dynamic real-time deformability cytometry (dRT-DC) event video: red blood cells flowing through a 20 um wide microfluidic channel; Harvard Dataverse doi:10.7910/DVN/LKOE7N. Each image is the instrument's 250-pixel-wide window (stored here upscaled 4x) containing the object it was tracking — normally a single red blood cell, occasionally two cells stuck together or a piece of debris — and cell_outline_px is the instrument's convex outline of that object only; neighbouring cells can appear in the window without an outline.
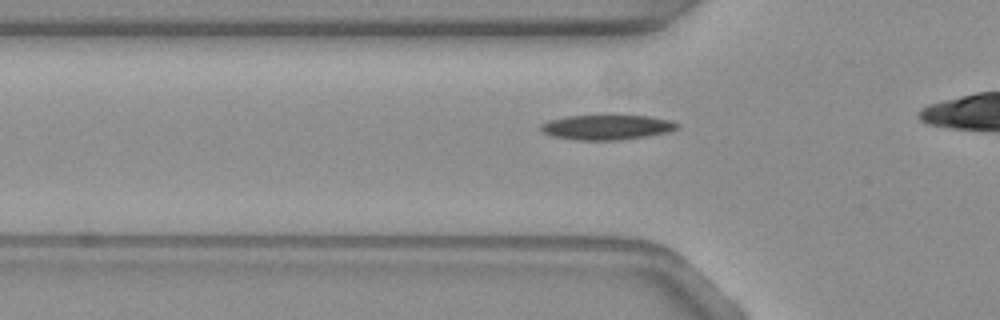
{"species": "common noctule bat (a hibernating species)", "species_latin": "Nyctalus noctula", "temperature_condition": "warm", "stored_images_in_passage": 29, "camera_frame_rate_fps": 3000, "um_per_image_px": 0.085, "animal": {"sex": "female", "body_mass_g": 19.3, "forearm_length_mm": 54.1}, "frame": {"image": 1, "passage_image": 2, "time_ms": 0.333, "image_size_px": [1000, 320], "cell_outline_px": [[680, 128], [668, 132], [620, 140], [576, 140], [552, 136], [544, 132], [540, 128], [540, 124], [548, 120], [568, 116], [604, 112], [612, 112], [648, 116], [672, 120], [680, 124]], "centroid_in_image_um": [51.6, 10.75], "position_along_channel_um": 74.2, "area_um2": 20.98}}
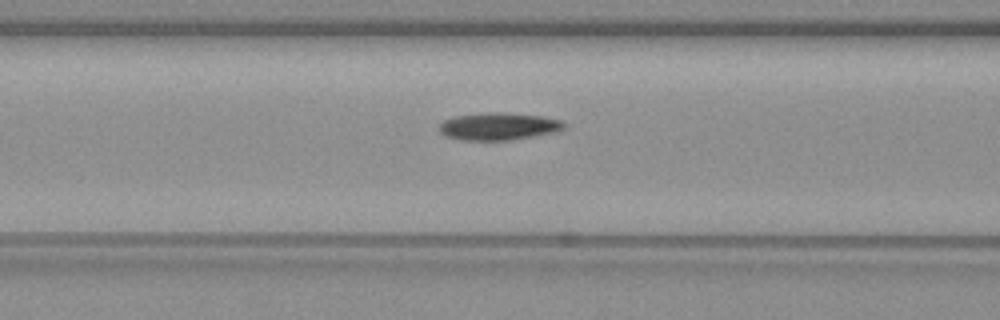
{"frame": {"image": 2, "passage_image": 6, "time_ms": 1.667, "image_size_px": [1000, 320], "cell_outline_px": [[564, 128], [556, 132], [508, 140], [460, 140], [444, 136], [440, 132], [440, 124], [444, 120], [456, 116], [492, 112], [500, 112], [544, 116], [560, 120], [564, 124]], "centroid_in_image_um": [42.36, 10.74], "position_along_channel_um": 124.2, "area_um2": 19.77}}
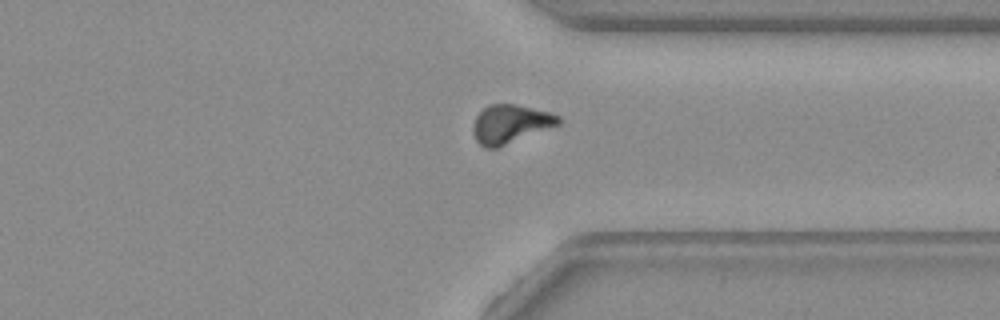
{"frame": {"image": 3, "passage_image": 26, "time_ms": 8.333, "image_size_px": [1000, 320], "cell_outline_px": [[560, 124], [496, 148], [484, 148], [476, 140], [472, 132], [472, 128], [476, 116], [488, 104], [516, 104], [548, 112], [560, 116]], "centroid_in_image_um": [43.35, 10.54], "position_along_channel_um": 368.1, "area_um2": 19.02}}